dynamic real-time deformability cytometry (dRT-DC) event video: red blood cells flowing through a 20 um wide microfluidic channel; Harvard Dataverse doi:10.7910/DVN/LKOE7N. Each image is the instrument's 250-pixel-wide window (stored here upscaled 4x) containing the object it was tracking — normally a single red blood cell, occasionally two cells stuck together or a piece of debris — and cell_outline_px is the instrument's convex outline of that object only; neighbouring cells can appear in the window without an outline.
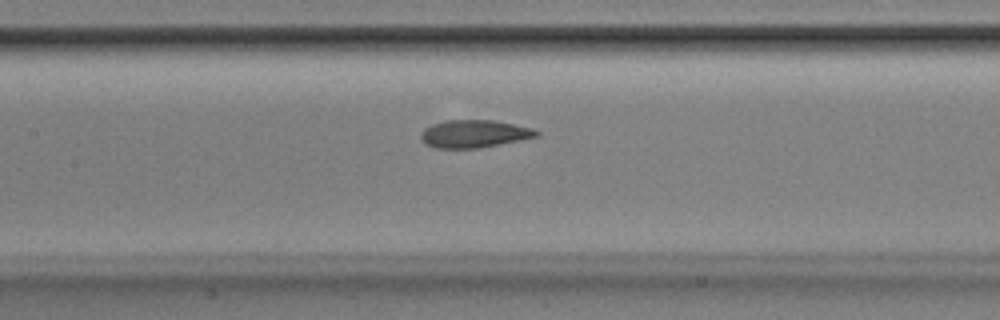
{"species": "Egyptian fruit bat (a non-hibernating species)", "species_latin": "Rousettus aegyptiacus", "temperature_condition": "room temperature", "stored_images_in_passage": 15, "camera_frame_rate_fps": 3000, "um_per_image_px": 0.085, "animal": {"sex": "male"}, "frame": {"image": 1, "passage_image": 13, "time_ms": 4.0, "image_size_px": [1000, 320], "cell_outline_px": [[540, 136], [520, 140], [476, 148], [436, 148], [428, 144], [420, 136], [420, 132], [424, 128], [432, 124], [448, 120], [492, 120], [532, 128], [540, 132]], "centroid_in_image_um": [40.31, 11.36], "position_along_channel_um": 167.1, "area_um2": 18.38}}